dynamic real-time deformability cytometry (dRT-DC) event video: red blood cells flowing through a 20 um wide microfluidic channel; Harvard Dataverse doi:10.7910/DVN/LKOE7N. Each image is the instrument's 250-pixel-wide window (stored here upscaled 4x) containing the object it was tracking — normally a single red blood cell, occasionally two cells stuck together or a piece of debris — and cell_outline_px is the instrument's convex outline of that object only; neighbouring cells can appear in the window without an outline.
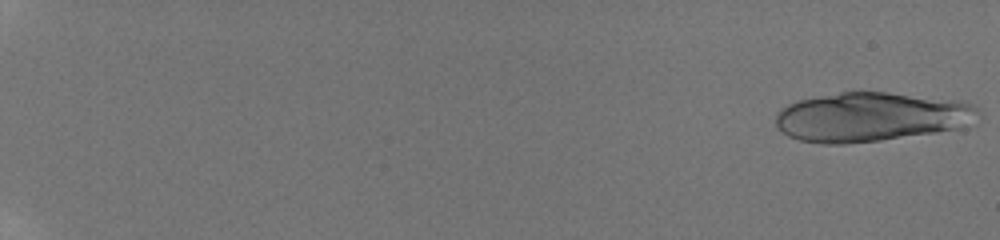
{"species": "human", "species_latin": "Homo sapiens", "temperature_condition": "room temperature", "stored_images_in_passage": 16, "camera_frame_rate_fps": 3000, "um_per_image_px": 0.085, "donor": {"sex": "male"}, "frame": {"image": 1, "passage_image": 1, "time_ms": 0.0, "image_size_px": [1000, 240], "cell_outline_px": [[980, 112], [964, 128], [880, 140], [844, 144], [820, 144], [800, 140], [788, 136], [776, 124], [776, 112], [780, 108], [796, 100], [840, 92], [888, 92], [960, 100], [976, 104], [980, 108]], "centroid_in_image_um": [74.05, 9.93], "position_along_channel_um": 10.9, "area_um2": 58.44}}
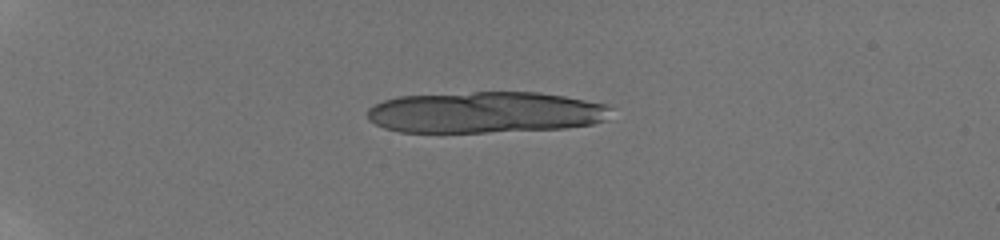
{"frame": {"image": 2, "passage_image": 10, "time_ms": 5.0, "image_size_px": [1000, 240], "cell_outline_px": [[612, 108], [604, 120], [592, 124], [564, 128], [484, 132], [400, 132], [384, 128], [368, 120], [368, 108], [384, 100], [396, 96], [472, 92], [540, 92], [564, 96], [604, 104]], "centroid_in_image_um": [41.2, 9.54], "position_along_channel_um": 43.8, "area_um2": 58.61}}